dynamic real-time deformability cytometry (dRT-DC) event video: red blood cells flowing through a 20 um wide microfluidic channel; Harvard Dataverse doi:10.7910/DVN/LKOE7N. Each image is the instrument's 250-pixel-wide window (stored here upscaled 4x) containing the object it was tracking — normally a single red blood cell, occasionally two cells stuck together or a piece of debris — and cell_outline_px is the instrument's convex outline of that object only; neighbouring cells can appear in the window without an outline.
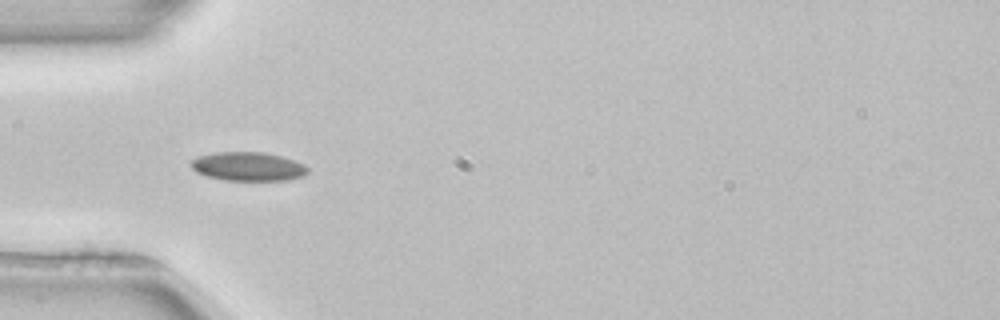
{"species": "common noctule bat (a hibernating species)", "species_latin": "Nyctalus noctula", "temperature_condition": "room temperature", "stored_images_in_passage": 52, "camera_frame_rate_fps": 3000, "um_per_image_px": 0.085, "animal": {"sex": "female", "body_mass_g": 22.7, "forearm_length_mm": 54.2}, "frame": {"image": 1, "passage_image": 16, "time_ms": 5.0, "image_size_px": [1000, 320], "cell_outline_px": [[308, 172], [304, 176], [288, 180], [224, 180], [208, 176], [196, 172], [188, 164], [192, 160], [200, 156], [216, 152], [264, 152], [296, 160], [304, 164], [308, 168]], "centroid_in_image_um": [21.11, 14.15], "position_along_channel_um": 63.9, "area_um2": 19.65}}